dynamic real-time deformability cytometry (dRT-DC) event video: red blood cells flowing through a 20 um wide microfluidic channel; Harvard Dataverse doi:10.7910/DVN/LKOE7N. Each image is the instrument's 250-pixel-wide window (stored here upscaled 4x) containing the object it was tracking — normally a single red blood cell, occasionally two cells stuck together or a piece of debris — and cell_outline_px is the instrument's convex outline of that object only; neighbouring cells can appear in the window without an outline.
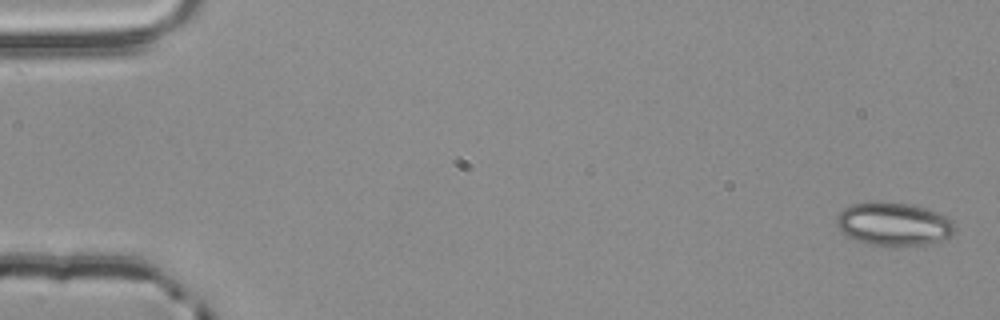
{"species": "common noctule bat (a hibernating species)", "species_latin": "Nyctalus noctula", "temperature_condition": "room temperature", "stored_images_in_passage": 54, "camera_frame_rate_fps": 3000, "um_per_image_px": 0.085, "animal": {"sex": "male", "body_mass_g": 20.4}, "frame": {"image": 1, "passage_image": 1, "time_ms": 0.0, "image_size_px": [1000, 320], "cell_outline_px": [[956, 232], [952, 236], [940, 240], [924, 244], [884, 248], [868, 244], [856, 240], [840, 232], [836, 228], [836, 216], [844, 208], [852, 204], [872, 200], [880, 200], [912, 204], [936, 212], [952, 220], [956, 224]], "centroid_in_image_um": [75.93, 19.05], "position_along_channel_um": 9.1, "area_um2": 30.75}}
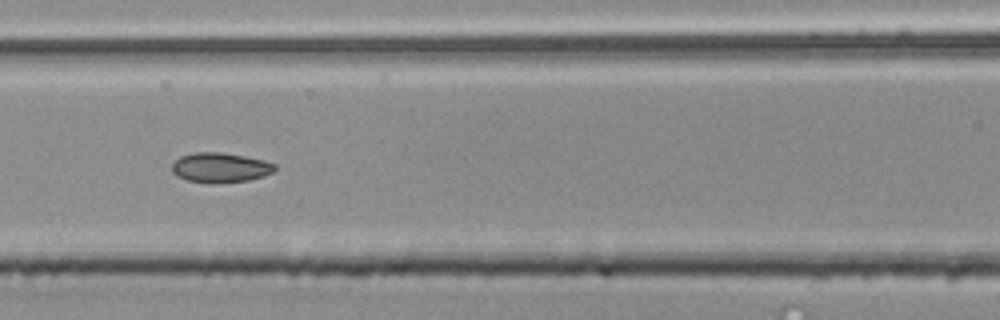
{"frame": {"image": 2, "passage_image": 24, "time_ms": 7.667, "image_size_px": [1000, 320], "cell_outline_px": [[276, 168], [272, 172], [264, 176], [248, 180], [220, 184], [208, 184], [188, 180], [176, 176], [172, 172], [172, 164], [180, 156], [196, 152], [220, 152], [244, 156], [264, 160], [276, 164]], "centroid_in_image_um": [18.71, 14.26], "position_along_channel_um": 147.9, "area_um2": 18.09}}
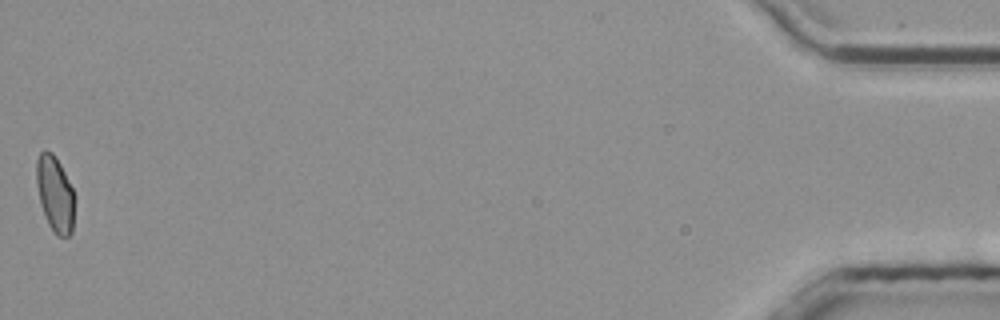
{"frame": {"image": 3, "passage_image": 54, "time_ms": 17.667, "image_size_px": [1000, 320], "cell_outline_px": [[76, 200], [72, 232], [68, 236], [56, 236], [48, 224], [40, 204], [36, 184], [36, 160], [40, 152], [44, 148], [52, 152], [60, 164], [76, 196]], "centroid_in_image_um": [4.68, 16.49], "position_along_channel_um": 430.5, "area_um2": 17.28}, "authors_computed_cell_mechanics": {"area_um2": 17.629, "velocity_mm_per_s": 3.866, "shape_relaxation_time_tau1_ms": 7.9325, "shape_relaxation_time_tau2_ms": 1.6908, "deformation_change_tau1": 0.1305, "deformation_change_tau2": 0.0493}}